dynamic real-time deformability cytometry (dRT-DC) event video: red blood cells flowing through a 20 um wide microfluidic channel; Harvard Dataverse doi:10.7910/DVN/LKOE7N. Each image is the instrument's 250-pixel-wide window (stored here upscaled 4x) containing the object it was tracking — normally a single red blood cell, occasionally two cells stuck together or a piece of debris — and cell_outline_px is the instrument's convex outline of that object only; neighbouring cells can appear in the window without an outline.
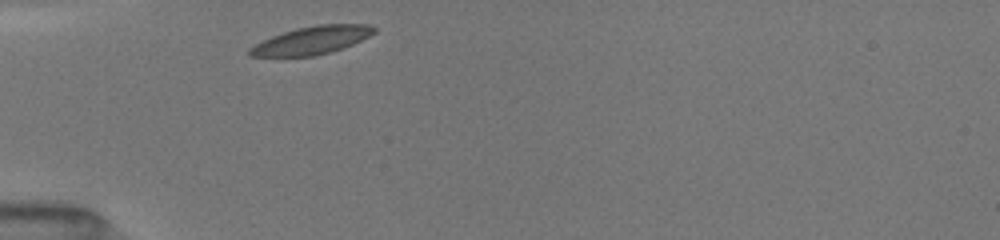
{"species": "common noctule bat (a hibernating species)", "species_latin": "Nyctalus noctula", "temperature_condition": "room temperature", "stored_images_in_passage": 9, "camera_frame_rate_fps": 3000, "um_per_image_px": 0.085, "animal": {"sex": "female", "body_mass_g": 19.5, "forearm_length_mm": 54.1}, "frame": {"image": 1, "passage_image": 1, "time_ms": 0.0, "image_size_px": [1000, 240], "cell_outline_px": [[376, 32], [352, 44], [328, 52], [312, 56], [248, 56], [248, 48], [272, 36], [296, 28], [316, 24], [364, 24], [376, 28]], "centroid_in_image_um": [26.48, 3.41], "position_along_channel_um": 58.5, "area_um2": 19.88}}
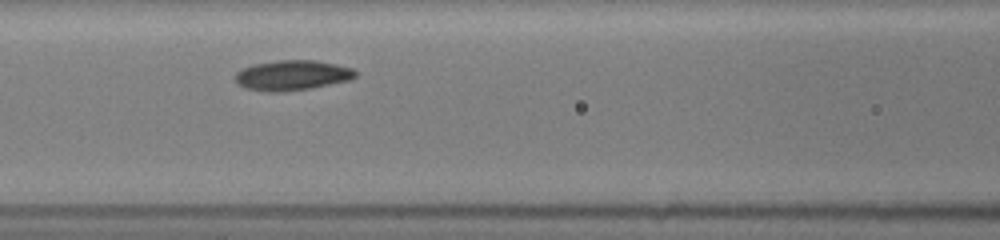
{"frame": {"image": 2, "passage_image": 8, "time_ms": 2.333, "image_size_px": [1000, 240], "cell_outline_px": [[356, 76], [352, 80], [312, 88], [284, 92], [264, 92], [244, 88], [236, 84], [236, 72], [252, 64], [280, 60], [316, 60], [336, 64], [352, 68], [356, 72]], "centroid_in_image_um": [24.84, 6.41], "position_along_channel_um": 141.8, "area_um2": 21.39}}
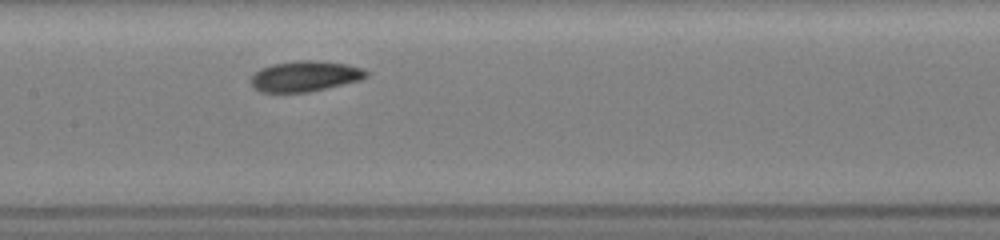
{"frame": {"image": 3, "passage_image": 9, "time_ms": 3.333, "image_size_px": [1000, 240], "cell_outline_px": [[368, 76], [360, 80], [328, 88], [308, 92], [260, 92], [252, 88], [248, 80], [260, 68], [272, 64], [300, 60], [316, 60], [348, 64], [364, 68], [368, 72]], "centroid_in_image_um": [25.91, 6.48], "position_along_channel_um": 181.5, "area_um2": 20.87}}